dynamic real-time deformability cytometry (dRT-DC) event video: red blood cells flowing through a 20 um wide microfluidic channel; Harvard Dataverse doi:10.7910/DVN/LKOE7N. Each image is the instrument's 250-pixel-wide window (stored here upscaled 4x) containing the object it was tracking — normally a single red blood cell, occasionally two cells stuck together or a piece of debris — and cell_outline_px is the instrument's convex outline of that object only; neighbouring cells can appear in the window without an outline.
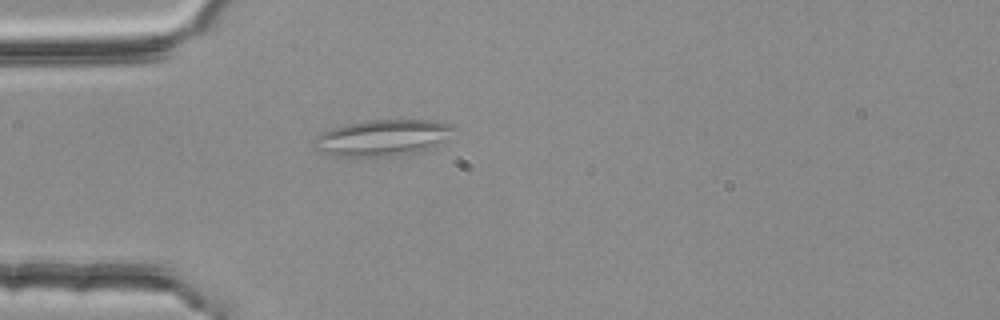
{"species": "common noctule bat (a hibernating species)", "species_latin": "Nyctalus noctula", "temperature_condition": "room temperature", "stored_images_in_passage": 3, "camera_frame_rate_fps": 3000, "um_per_image_px": 0.085, "animal": {"sex": "female", "body_mass_g": 25.1}, "frame": {"image": 1, "passage_image": 3, "time_ms": 0.667, "image_size_px": [1000, 320], "cell_outline_px": [[460, 128], [444, 140], [428, 148], [416, 152], [388, 156], [332, 156], [320, 152], [312, 148], [312, 140], [320, 132], [332, 128], [348, 124], [368, 120], [428, 120], [452, 124]], "centroid_in_image_um": [32.47, 11.7], "position_along_channel_um": 52.5, "area_um2": 29.65}}